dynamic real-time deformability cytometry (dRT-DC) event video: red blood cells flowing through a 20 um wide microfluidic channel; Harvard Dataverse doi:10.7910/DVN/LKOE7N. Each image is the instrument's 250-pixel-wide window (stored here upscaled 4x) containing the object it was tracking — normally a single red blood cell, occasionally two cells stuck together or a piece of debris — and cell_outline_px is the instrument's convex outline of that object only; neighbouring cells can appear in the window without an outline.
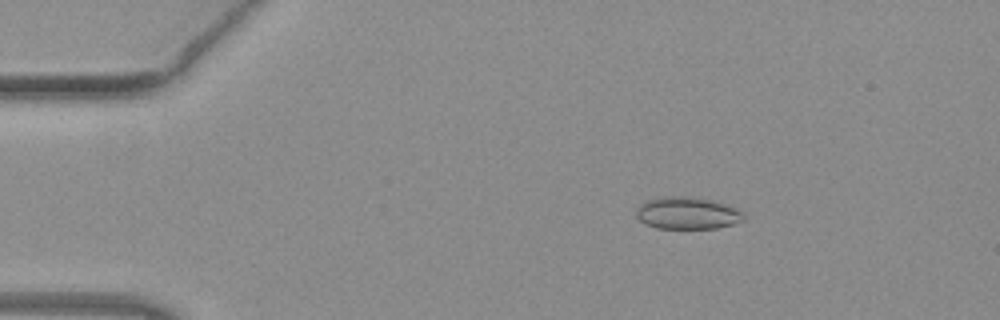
{"species": "common noctule bat (a hibernating species)", "species_latin": "Nyctalus noctula", "temperature_condition": "warm", "stored_images_in_passage": 51, "camera_frame_rate_fps": 3000, "um_per_image_px": 0.085, "animal": {"sex": "female", "body_mass_g": 19.3, "forearm_length_mm": 54.1}, "frame": {"image": 1, "passage_image": 9, "time_ms": 2.667, "image_size_px": [1000, 320], "cell_outline_px": [[744, 220], [732, 224], [716, 228], [656, 228], [640, 220], [636, 216], [636, 208], [640, 204], [648, 200], [660, 196], [692, 196], [712, 200], [736, 208], [744, 212]], "centroid_in_image_um": [58.42, 18.1], "position_along_channel_um": 26.6, "area_um2": 20.17}}
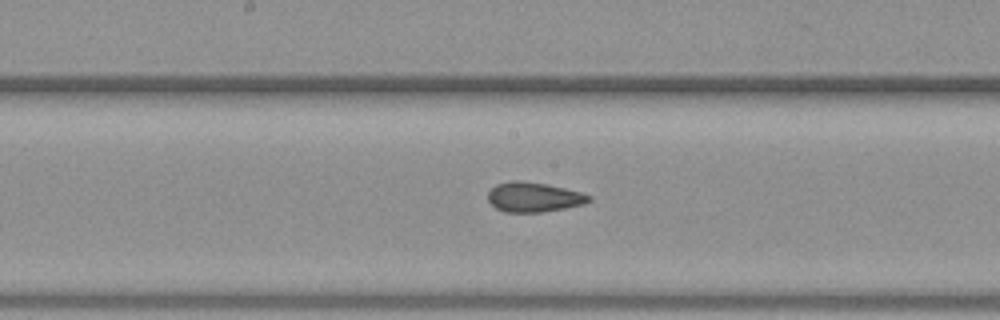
{"frame": {"image": 2, "passage_image": 27, "time_ms": 8.667, "image_size_px": [1000, 320], "cell_outline_px": [[592, 200], [584, 204], [564, 208], [540, 212], [504, 212], [496, 208], [488, 200], [488, 192], [496, 184], [512, 180], [516, 180], [548, 184], [580, 192], [592, 196]], "centroid_in_image_um": [45.37, 16.75], "position_along_channel_um": 202.8, "area_um2": 17.46}}
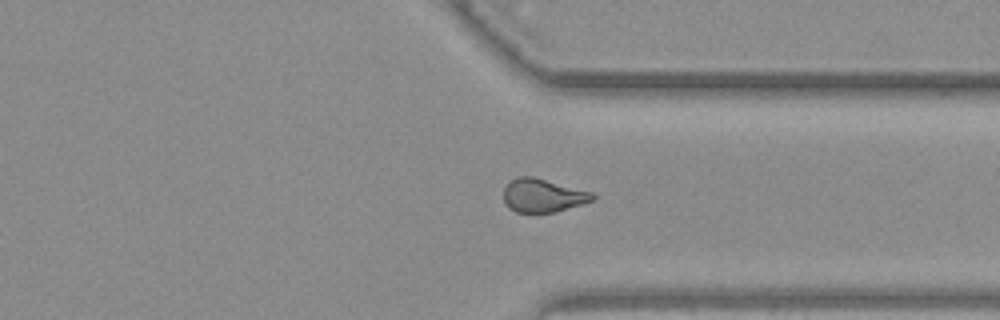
{"frame": {"image": 3, "passage_image": 39, "time_ms": 12.667, "image_size_px": [1000, 320], "cell_outline_px": [[596, 196], [592, 200], [556, 212], [516, 212], [508, 208], [504, 200], [504, 188], [516, 176], [532, 176], [592, 192]], "centroid_in_image_um": [46.12, 16.61], "position_along_channel_um": 365.3, "area_um2": 17.11}, "authors_computed_cell_mechanics": {"area_um2": 17.9758, "velocity_mm_per_s": 4.0772, "shape_relaxation_time_tau1_ms": null, "shape_relaxation_time_tau2_ms": 1.3099, "deformation_change_tau1": null, "deformation_change_tau2": 0.0662}}